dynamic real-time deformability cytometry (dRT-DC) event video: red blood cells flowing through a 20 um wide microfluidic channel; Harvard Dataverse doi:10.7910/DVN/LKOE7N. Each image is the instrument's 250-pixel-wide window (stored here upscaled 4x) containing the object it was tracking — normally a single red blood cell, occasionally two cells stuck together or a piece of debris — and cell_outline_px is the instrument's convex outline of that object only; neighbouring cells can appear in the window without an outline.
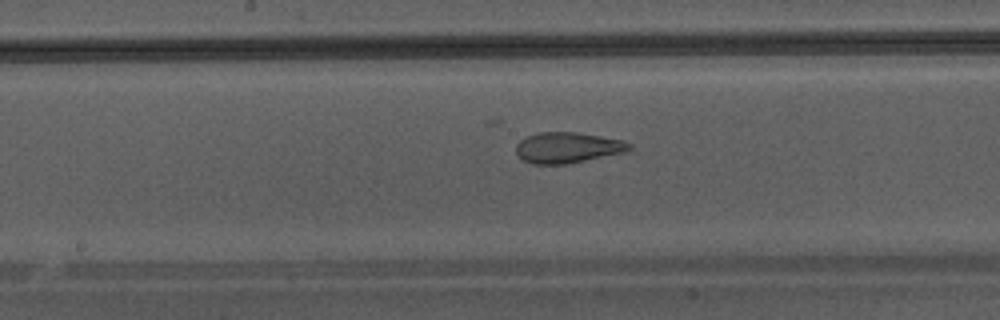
{"species": "Egyptian fruit bat (a non-hibernating species)", "species_latin": "Rousettus aegyptiacus", "temperature_condition": "warm", "stored_images_in_passage": 29, "camera_frame_rate_fps": 3000, "um_per_image_px": 0.085, "animal": {"sex": "male"}, "frame": {"image": 1, "passage_image": 13, "time_ms": 4.0, "image_size_px": [1000, 320], "cell_outline_px": [[632, 148], [624, 152], [568, 164], [532, 164], [524, 160], [516, 152], [516, 144], [524, 136], [540, 132], [576, 132], [624, 140], [632, 144]], "centroid_in_image_um": [48.24, 12.54], "position_along_channel_um": 200.0, "area_um2": 20.35}}
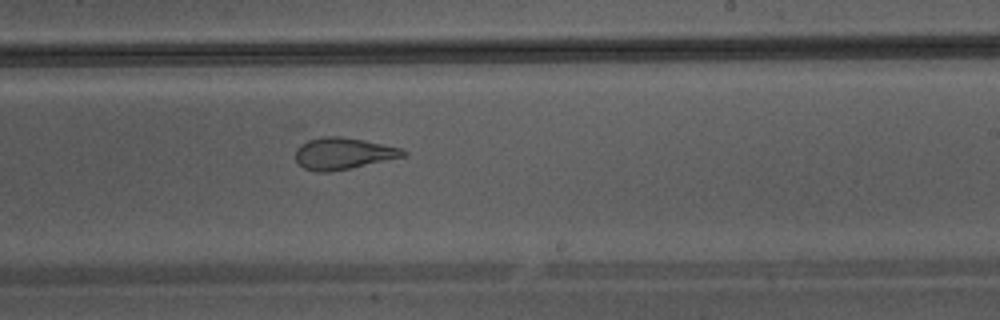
{"frame": {"image": 2, "passage_image": 17, "time_ms": 5.333, "image_size_px": [1000, 320], "cell_outline_px": [[408, 152], [404, 156], [348, 168], [328, 172], [316, 172], [304, 168], [296, 160], [296, 148], [300, 144], [312, 136], [340, 136], [364, 140], [404, 148]], "centroid_in_image_um": [29.13, 13.01], "position_along_channel_um": 259.9, "area_um2": 19.94}}